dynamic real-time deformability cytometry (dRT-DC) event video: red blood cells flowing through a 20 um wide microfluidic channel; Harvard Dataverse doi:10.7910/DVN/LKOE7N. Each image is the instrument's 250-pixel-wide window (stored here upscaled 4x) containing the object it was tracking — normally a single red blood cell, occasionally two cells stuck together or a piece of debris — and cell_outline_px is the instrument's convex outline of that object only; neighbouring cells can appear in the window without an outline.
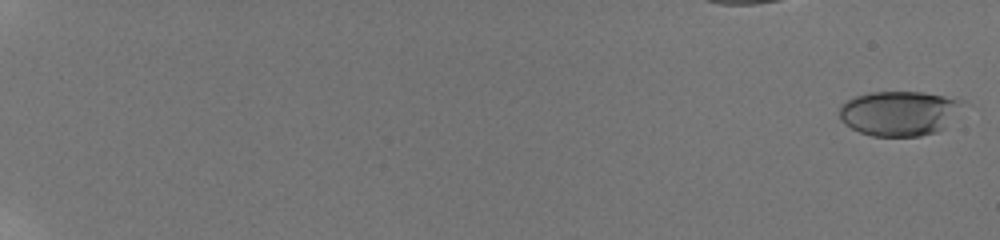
{"species": "human", "species_latin": "Homo sapiens", "temperature_condition": "room temperature", "stored_images_in_passage": 20, "camera_frame_rate_fps": 3000, "um_per_image_px": 0.085, "donor": {"sex": "male"}, "frame": {"image": 1, "passage_image": 1, "time_ms": 0.0, "image_size_px": [1000, 240], "cell_outline_px": [[964, 100], [944, 128], [936, 132], [920, 136], [872, 136], [860, 132], [844, 124], [840, 120], [840, 104], [856, 96], [868, 92], [924, 92]], "centroid_in_image_um": [76.37, 9.62], "position_along_channel_um": 8.6, "area_um2": 31.91}}
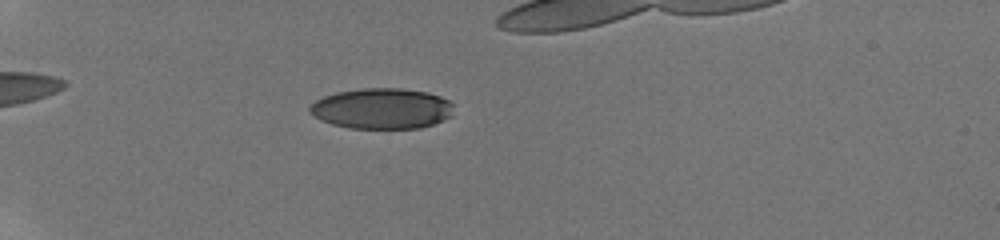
{"frame": {"image": 2, "passage_image": 15, "time_ms": 6.667, "image_size_px": [1000, 240], "cell_outline_px": [[456, 104], [452, 116], [444, 120], [420, 128], [348, 128], [332, 124], [316, 116], [308, 108], [316, 100], [324, 96], [336, 92], [360, 88], [400, 88], [428, 92], [440, 96]], "centroid_in_image_um": [32.53, 9.22], "position_along_channel_um": 52.5, "area_um2": 34.22}}
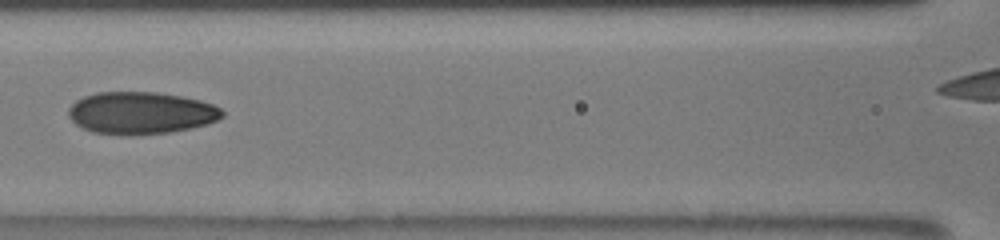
{"frame": {"image": 3, "passage_image": 20, "time_ms": 10.333, "image_size_px": [1000, 240], "cell_outline_px": [[224, 116], [208, 124], [192, 128], [168, 132], [132, 136], [120, 136], [92, 132], [76, 124], [68, 116], [68, 108], [76, 100], [84, 96], [96, 92], [156, 92], [180, 96], [200, 100], [212, 104], [220, 108], [224, 112]], "centroid_in_image_um": [11.96, 9.61], "position_along_channel_um": 154.6, "area_um2": 38.15}}